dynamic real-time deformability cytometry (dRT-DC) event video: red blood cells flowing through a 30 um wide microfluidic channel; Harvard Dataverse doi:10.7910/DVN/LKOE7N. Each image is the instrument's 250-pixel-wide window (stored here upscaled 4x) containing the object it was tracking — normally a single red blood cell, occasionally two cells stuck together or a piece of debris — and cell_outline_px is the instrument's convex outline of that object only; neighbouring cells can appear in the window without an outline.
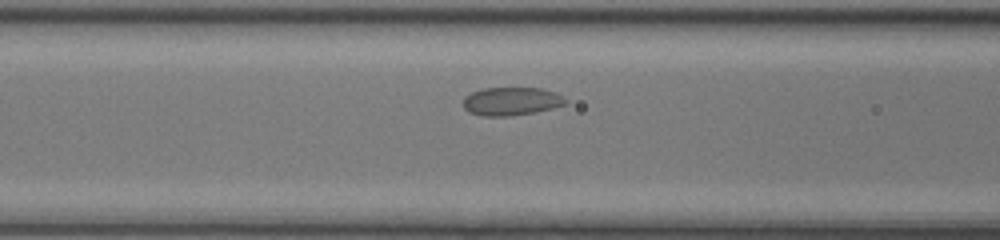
{"species": "common noctule bat (a hibernating species)", "species_latin": "Nyctalus noctula", "temperature_condition": "room temperature", "stored_images_in_passage": 28, "camera_frame_rate_fps": 3000, "um_per_image_px": 0.085, "animal": {"sex": "female", "body_mass_g": 17.0, "forearm_length_mm": 48.0}, "frame": {"image": 1, "passage_image": 7, "time_ms": 2.0, "image_size_px": [1000, 240], "cell_outline_px": [[568, 100], [564, 104], [552, 108], [536, 112], [508, 116], [484, 116], [468, 112], [464, 108], [464, 96], [472, 92], [484, 88], [540, 88], [556, 92], [564, 96]], "centroid_in_image_um": [43.47, 8.61], "position_along_channel_um": 123.1, "area_um2": 16.88}}
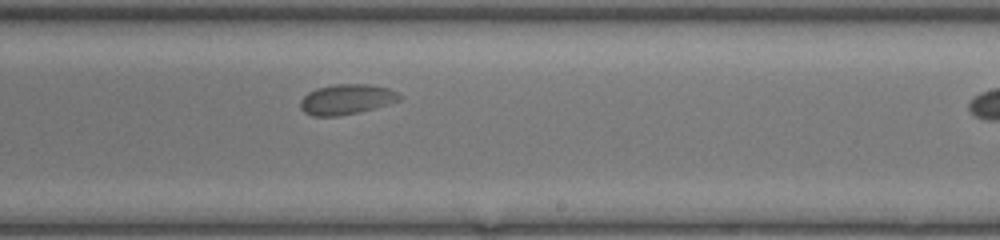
{"frame": {"image": 2, "passage_image": 17, "time_ms": 5.333, "image_size_px": [1000, 240], "cell_outline_px": [[400, 100], [388, 104], [360, 112], [336, 116], [312, 116], [304, 112], [300, 108], [300, 100], [308, 92], [316, 88], [332, 84], [372, 84], [388, 88], [396, 92], [400, 96]], "centroid_in_image_um": [29.42, 8.44], "position_along_channel_um": 259.6, "area_um2": 17.51}}
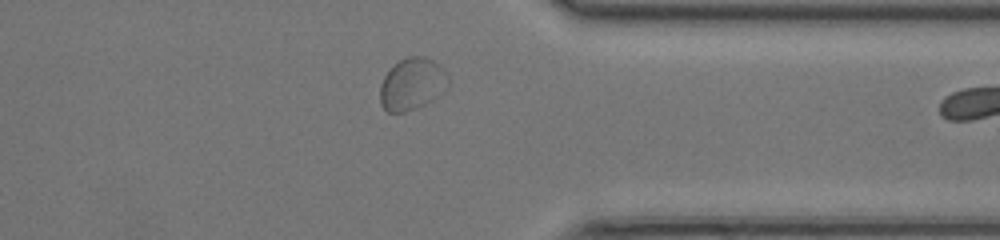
{"frame": {"image": 3, "passage_image": 26, "time_ms": 8.333, "image_size_px": [1000, 240], "cell_outline_px": [[448, 88], [444, 92], [432, 100], [424, 104], [404, 112], [388, 112], [380, 104], [380, 84], [384, 76], [400, 60], [408, 56], [424, 56], [432, 60], [448, 76]], "centroid_in_image_um": [35.02, 7.16], "position_along_channel_um": 376.4, "area_um2": 20.4}}